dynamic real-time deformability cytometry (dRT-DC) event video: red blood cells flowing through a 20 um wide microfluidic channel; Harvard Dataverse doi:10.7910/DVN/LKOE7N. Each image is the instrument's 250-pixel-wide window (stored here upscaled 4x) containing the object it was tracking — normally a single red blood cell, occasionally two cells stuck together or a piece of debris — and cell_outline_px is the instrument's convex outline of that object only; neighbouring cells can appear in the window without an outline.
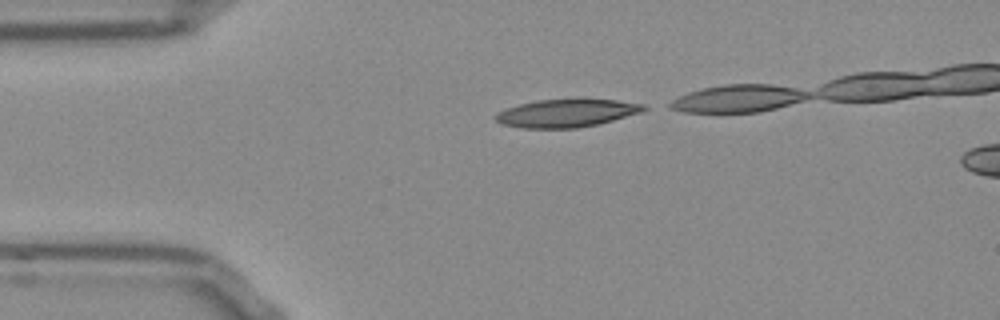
{"species": "Egyptian fruit bat (a non-hibernating species)", "species_latin": "Rousettus aegyptiacus", "temperature_condition": "room temperature", "stored_images_in_passage": 28, "camera_frame_rate_fps": 3000, "um_per_image_px": 0.085, "frame": {"image": 1, "passage_image": 1, "time_ms": 0.0, "image_size_px": [1000, 320], "cell_outline_px": [[648, 108], [640, 112], [600, 124], [576, 128], [524, 128], [500, 124], [496, 120], [496, 112], [520, 104], [536, 100], [580, 96], [616, 100], [644, 104]], "centroid_in_image_um": [48.19, 9.57], "position_along_channel_um": 36.8, "area_um2": 24.91}}